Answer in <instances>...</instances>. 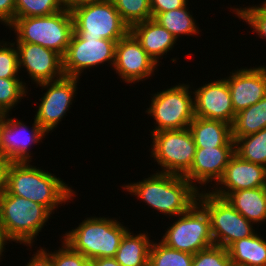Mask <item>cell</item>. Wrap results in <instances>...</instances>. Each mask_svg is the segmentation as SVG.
Returning a JSON list of instances; mask_svg holds the SVG:
<instances>
[{
	"label": "cell",
	"instance_id": "cell-31",
	"mask_svg": "<svg viewBox=\"0 0 266 266\" xmlns=\"http://www.w3.org/2000/svg\"><path fill=\"white\" fill-rule=\"evenodd\" d=\"M25 85L20 78H0V115L8 114L26 96Z\"/></svg>",
	"mask_w": 266,
	"mask_h": 266
},
{
	"label": "cell",
	"instance_id": "cell-17",
	"mask_svg": "<svg viewBox=\"0 0 266 266\" xmlns=\"http://www.w3.org/2000/svg\"><path fill=\"white\" fill-rule=\"evenodd\" d=\"M216 186L212 193L221 198H225L230 192L266 187V167L243 160L234 154Z\"/></svg>",
	"mask_w": 266,
	"mask_h": 266
},
{
	"label": "cell",
	"instance_id": "cell-1",
	"mask_svg": "<svg viewBox=\"0 0 266 266\" xmlns=\"http://www.w3.org/2000/svg\"><path fill=\"white\" fill-rule=\"evenodd\" d=\"M129 184L123 189L171 217L187 212L197 202L200 192L184 176L157 171L143 181Z\"/></svg>",
	"mask_w": 266,
	"mask_h": 266
},
{
	"label": "cell",
	"instance_id": "cell-20",
	"mask_svg": "<svg viewBox=\"0 0 266 266\" xmlns=\"http://www.w3.org/2000/svg\"><path fill=\"white\" fill-rule=\"evenodd\" d=\"M147 54L159 64V59L174 48L177 39L155 19L145 20L130 27Z\"/></svg>",
	"mask_w": 266,
	"mask_h": 266
},
{
	"label": "cell",
	"instance_id": "cell-38",
	"mask_svg": "<svg viewBox=\"0 0 266 266\" xmlns=\"http://www.w3.org/2000/svg\"><path fill=\"white\" fill-rule=\"evenodd\" d=\"M10 161L0 157V198L7 191V172Z\"/></svg>",
	"mask_w": 266,
	"mask_h": 266
},
{
	"label": "cell",
	"instance_id": "cell-18",
	"mask_svg": "<svg viewBox=\"0 0 266 266\" xmlns=\"http://www.w3.org/2000/svg\"><path fill=\"white\" fill-rule=\"evenodd\" d=\"M235 113L256 104L266 96V66L240 68L226 77Z\"/></svg>",
	"mask_w": 266,
	"mask_h": 266
},
{
	"label": "cell",
	"instance_id": "cell-6",
	"mask_svg": "<svg viewBox=\"0 0 266 266\" xmlns=\"http://www.w3.org/2000/svg\"><path fill=\"white\" fill-rule=\"evenodd\" d=\"M73 28L81 38L119 41L130 27L121 19L111 0H94L70 8Z\"/></svg>",
	"mask_w": 266,
	"mask_h": 266
},
{
	"label": "cell",
	"instance_id": "cell-28",
	"mask_svg": "<svg viewBox=\"0 0 266 266\" xmlns=\"http://www.w3.org/2000/svg\"><path fill=\"white\" fill-rule=\"evenodd\" d=\"M194 255L152 241L148 266H192Z\"/></svg>",
	"mask_w": 266,
	"mask_h": 266
},
{
	"label": "cell",
	"instance_id": "cell-35",
	"mask_svg": "<svg viewBox=\"0 0 266 266\" xmlns=\"http://www.w3.org/2000/svg\"><path fill=\"white\" fill-rule=\"evenodd\" d=\"M188 0H150L151 14L154 19L159 13L175 10L188 5Z\"/></svg>",
	"mask_w": 266,
	"mask_h": 266
},
{
	"label": "cell",
	"instance_id": "cell-37",
	"mask_svg": "<svg viewBox=\"0 0 266 266\" xmlns=\"http://www.w3.org/2000/svg\"><path fill=\"white\" fill-rule=\"evenodd\" d=\"M34 257L29 259L26 266H54L51 257L43 250V248L37 250Z\"/></svg>",
	"mask_w": 266,
	"mask_h": 266
},
{
	"label": "cell",
	"instance_id": "cell-8",
	"mask_svg": "<svg viewBox=\"0 0 266 266\" xmlns=\"http://www.w3.org/2000/svg\"><path fill=\"white\" fill-rule=\"evenodd\" d=\"M179 84L152 95L151 106L146 113L154 118V124L158 126L150 133L185 129L195 118L192 91L189 85Z\"/></svg>",
	"mask_w": 266,
	"mask_h": 266
},
{
	"label": "cell",
	"instance_id": "cell-4",
	"mask_svg": "<svg viewBox=\"0 0 266 266\" xmlns=\"http://www.w3.org/2000/svg\"><path fill=\"white\" fill-rule=\"evenodd\" d=\"M16 33V42L39 44L62 57L73 34V18L69 8L48 16L14 19L9 25Z\"/></svg>",
	"mask_w": 266,
	"mask_h": 266
},
{
	"label": "cell",
	"instance_id": "cell-30",
	"mask_svg": "<svg viewBox=\"0 0 266 266\" xmlns=\"http://www.w3.org/2000/svg\"><path fill=\"white\" fill-rule=\"evenodd\" d=\"M111 2L129 27L152 19L150 0H111Z\"/></svg>",
	"mask_w": 266,
	"mask_h": 266
},
{
	"label": "cell",
	"instance_id": "cell-27",
	"mask_svg": "<svg viewBox=\"0 0 266 266\" xmlns=\"http://www.w3.org/2000/svg\"><path fill=\"white\" fill-rule=\"evenodd\" d=\"M234 142L235 154L241 159L266 167V128L257 133L239 137Z\"/></svg>",
	"mask_w": 266,
	"mask_h": 266
},
{
	"label": "cell",
	"instance_id": "cell-25",
	"mask_svg": "<svg viewBox=\"0 0 266 266\" xmlns=\"http://www.w3.org/2000/svg\"><path fill=\"white\" fill-rule=\"evenodd\" d=\"M266 128V96L256 104L235 114L231 125L232 139L244 137Z\"/></svg>",
	"mask_w": 266,
	"mask_h": 266
},
{
	"label": "cell",
	"instance_id": "cell-12",
	"mask_svg": "<svg viewBox=\"0 0 266 266\" xmlns=\"http://www.w3.org/2000/svg\"><path fill=\"white\" fill-rule=\"evenodd\" d=\"M9 116L0 115V157L10 162H32L31 145L42 142L47 133L35 119L33 127L28 130L22 121Z\"/></svg>",
	"mask_w": 266,
	"mask_h": 266
},
{
	"label": "cell",
	"instance_id": "cell-29",
	"mask_svg": "<svg viewBox=\"0 0 266 266\" xmlns=\"http://www.w3.org/2000/svg\"><path fill=\"white\" fill-rule=\"evenodd\" d=\"M64 8L62 0H15V19L48 16Z\"/></svg>",
	"mask_w": 266,
	"mask_h": 266
},
{
	"label": "cell",
	"instance_id": "cell-19",
	"mask_svg": "<svg viewBox=\"0 0 266 266\" xmlns=\"http://www.w3.org/2000/svg\"><path fill=\"white\" fill-rule=\"evenodd\" d=\"M235 147L196 148L190 170L184 177L198 189L196 182L202 185L222 178Z\"/></svg>",
	"mask_w": 266,
	"mask_h": 266
},
{
	"label": "cell",
	"instance_id": "cell-11",
	"mask_svg": "<svg viewBox=\"0 0 266 266\" xmlns=\"http://www.w3.org/2000/svg\"><path fill=\"white\" fill-rule=\"evenodd\" d=\"M116 41L103 38H81L76 32L70 39L66 54L63 57V70L66 77L80 78L81 73L101 65L115 62Z\"/></svg>",
	"mask_w": 266,
	"mask_h": 266
},
{
	"label": "cell",
	"instance_id": "cell-7",
	"mask_svg": "<svg viewBox=\"0 0 266 266\" xmlns=\"http://www.w3.org/2000/svg\"><path fill=\"white\" fill-rule=\"evenodd\" d=\"M210 191L200 192L197 202L209 215L214 245L227 249L235 241L256 233L252 226L254 223L244 218L224 198Z\"/></svg>",
	"mask_w": 266,
	"mask_h": 266
},
{
	"label": "cell",
	"instance_id": "cell-34",
	"mask_svg": "<svg viewBox=\"0 0 266 266\" xmlns=\"http://www.w3.org/2000/svg\"><path fill=\"white\" fill-rule=\"evenodd\" d=\"M61 242L63 245L59 250H55L56 252H47L43 249L51 257L54 266H89V259L74 251L64 241Z\"/></svg>",
	"mask_w": 266,
	"mask_h": 266
},
{
	"label": "cell",
	"instance_id": "cell-36",
	"mask_svg": "<svg viewBox=\"0 0 266 266\" xmlns=\"http://www.w3.org/2000/svg\"><path fill=\"white\" fill-rule=\"evenodd\" d=\"M15 19V0H0V22L9 26Z\"/></svg>",
	"mask_w": 266,
	"mask_h": 266
},
{
	"label": "cell",
	"instance_id": "cell-23",
	"mask_svg": "<svg viewBox=\"0 0 266 266\" xmlns=\"http://www.w3.org/2000/svg\"><path fill=\"white\" fill-rule=\"evenodd\" d=\"M227 250L233 266H266V240L257 233L235 241Z\"/></svg>",
	"mask_w": 266,
	"mask_h": 266
},
{
	"label": "cell",
	"instance_id": "cell-13",
	"mask_svg": "<svg viewBox=\"0 0 266 266\" xmlns=\"http://www.w3.org/2000/svg\"><path fill=\"white\" fill-rule=\"evenodd\" d=\"M79 79L65 76L56 81L37 84V86L46 88L47 91L40 98L41 103L34 119L46 133L57 127L69 107H71L74 96H76Z\"/></svg>",
	"mask_w": 266,
	"mask_h": 266
},
{
	"label": "cell",
	"instance_id": "cell-2",
	"mask_svg": "<svg viewBox=\"0 0 266 266\" xmlns=\"http://www.w3.org/2000/svg\"><path fill=\"white\" fill-rule=\"evenodd\" d=\"M6 192L39 203L51 213L75 193L61 178L29 162H10Z\"/></svg>",
	"mask_w": 266,
	"mask_h": 266
},
{
	"label": "cell",
	"instance_id": "cell-21",
	"mask_svg": "<svg viewBox=\"0 0 266 266\" xmlns=\"http://www.w3.org/2000/svg\"><path fill=\"white\" fill-rule=\"evenodd\" d=\"M196 148L235 147L231 124L195 117L189 125Z\"/></svg>",
	"mask_w": 266,
	"mask_h": 266
},
{
	"label": "cell",
	"instance_id": "cell-16",
	"mask_svg": "<svg viewBox=\"0 0 266 266\" xmlns=\"http://www.w3.org/2000/svg\"><path fill=\"white\" fill-rule=\"evenodd\" d=\"M194 91L195 117L220 120L232 125L236 113L226 78L205 83Z\"/></svg>",
	"mask_w": 266,
	"mask_h": 266
},
{
	"label": "cell",
	"instance_id": "cell-39",
	"mask_svg": "<svg viewBox=\"0 0 266 266\" xmlns=\"http://www.w3.org/2000/svg\"><path fill=\"white\" fill-rule=\"evenodd\" d=\"M89 266H121L116 259L113 258H95L90 260Z\"/></svg>",
	"mask_w": 266,
	"mask_h": 266
},
{
	"label": "cell",
	"instance_id": "cell-41",
	"mask_svg": "<svg viewBox=\"0 0 266 266\" xmlns=\"http://www.w3.org/2000/svg\"><path fill=\"white\" fill-rule=\"evenodd\" d=\"M90 1H94V0H62L64 6L69 9L77 4L84 3V2H90Z\"/></svg>",
	"mask_w": 266,
	"mask_h": 266
},
{
	"label": "cell",
	"instance_id": "cell-22",
	"mask_svg": "<svg viewBox=\"0 0 266 266\" xmlns=\"http://www.w3.org/2000/svg\"><path fill=\"white\" fill-rule=\"evenodd\" d=\"M224 199L248 221H266V187L230 192Z\"/></svg>",
	"mask_w": 266,
	"mask_h": 266
},
{
	"label": "cell",
	"instance_id": "cell-5",
	"mask_svg": "<svg viewBox=\"0 0 266 266\" xmlns=\"http://www.w3.org/2000/svg\"><path fill=\"white\" fill-rule=\"evenodd\" d=\"M52 213L43 205L5 192L0 198V224L16 243L32 247Z\"/></svg>",
	"mask_w": 266,
	"mask_h": 266
},
{
	"label": "cell",
	"instance_id": "cell-15",
	"mask_svg": "<svg viewBox=\"0 0 266 266\" xmlns=\"http://www.w3.org/2000/svg\"><path fill=\"white\" fill-rule=\"evenodd\" d=\"M14 43L18 52L19 68L22 66L26 69L30 79L36 84L65 77L63 57L60 54L39 44Z\"/></svg>",
	"mask_w": 266,
	"mask_h": 266
},
{
	"label": "cell",
	"instance_id": "cell-9",
	"mask_svg": "<svg viewBox=\"0 0 266 266\" xmlns=\"http://www.w3.org/2000/svg\"><path fill=\"white\" fill-rule=\"evenodd\" d=\"M162 238L168 247L193 255L214 245L209 215L198 202L178 215Z\"/></svg>",
	"mask_w": 266,
	"mask_h": 266
},
{
	"label": "cell",
	"instance_id": "cell-32",
	"mask_svg": "<svg viewBox=\"0 0 266 266\" xmlns=\"http://www.w3.org/2000/svg\"><path fill=\"white\" fill-rule=\"evenodd\" d=\"M192 266H233L228 250L213 245L194 254Z\"/></svg>",
	"mask_w": 266,
	"mask_h": 266
},
{
	"label": "cell",
	"instance_id": "cell-40",
	"mask_svg": "<svg viewBox=\"0 0 266 266\" xmlns=\"http://www.w3.org/2000/svg\"><path fill=\"white\" fill-rule=\"evenodd\" d=\"M7 241L10 242L12 240L8 237L6 231L0 224V259H1V256L3 255L2 253L4 252Z\"/></svg>",
	"mask_w": 266,
	"mask_h": 266
},
{
	"label": "cell",
	"instance_id": "cell-33",
	"mask_svg": "<svg viewBox=\"0 0 266 266\" xmlns=\"http://www.w3.org/2000/svg\"><path fill=\"white\" fill-rule=\"evenodd\" d=\"M3 42H0V78H19L17 75L20 68L15 43Z\"/></svg>",
	"mask_w": 266,
	"mask_h": 266
},
{
	"label": "cell",
	"instance_id": "cell-14",
	"mask_svg": "<svg viewBox=\"0 0 266 266\" xmlns=\"http://www.w3.org/2000/svg\"><path fill=\"white\" fill-rule=\"evenodd\" d=\"M158 64L129 31L116 42L114 70L126 83H135L154 75Z\"/></svg>",
	"mask_w": 266,
	"mask_h": 266
},
{
	"label": "cell",
	"instance_id": "cell-10",
	"mask_svg": "<svg viewBox=\"0 0 266 266\" xmlns=\"http://www.w3.org/2000/svg\"><path fill=\"white\" fill-rule=\"evenodd\" d=\"M151 157L168 174L184 176L191 168L196 145L189 128L151 133Z\"/></svg>",
	"mask_w": 266,
	"mask_h": 266
},
{
	"label": "cell",
	"instance_id": "cell-3",
	"mask_svg": "<svg viewBox=\"0 0 266 266\" xmlns=\"http://www.w3.org/2000/svg\"><path fill=\"white\" fill-rule=\"evenodd\" d=\"M128 230L116 218L88 217L66 232L63 241L89 260L113 258Z\"/></svg>",
	"mask_w": 266,
	"mask_h": 266
},
{
	"label": "cell",
	"instance_id": "cell-24",
	"mask_svg": "<svg viewBox=\"0 0 266 266\" xmlns=\"http://www.w3.org/2000/svg\"><path fill=\"white\" fill-rule=\"evenodd\" d=\"M151 244L145 232L134 235L128 230L114 258L121 266H148Z\"/></svg>",
	"mask_w": 266,
	"mask_h": 266
},
{
	"label": "cell",
	"instance_id": "cell-26",
	"mask_svg": "<svg viewBox=\"0 0 266 266\" xmlns=\"http://www.w3.org/2000/svg\"><path fill=\"white\" fill-rule=\"evenodd\" d=\"M162 27L166 28L176 39L180 35H197L199 27L196 20L191 15L189 8L181 7L175 10H169L159 13L154 18Z\"/></svg>",
	"mask_w": 266,
	"mask_h": 266
}]
</instances>
